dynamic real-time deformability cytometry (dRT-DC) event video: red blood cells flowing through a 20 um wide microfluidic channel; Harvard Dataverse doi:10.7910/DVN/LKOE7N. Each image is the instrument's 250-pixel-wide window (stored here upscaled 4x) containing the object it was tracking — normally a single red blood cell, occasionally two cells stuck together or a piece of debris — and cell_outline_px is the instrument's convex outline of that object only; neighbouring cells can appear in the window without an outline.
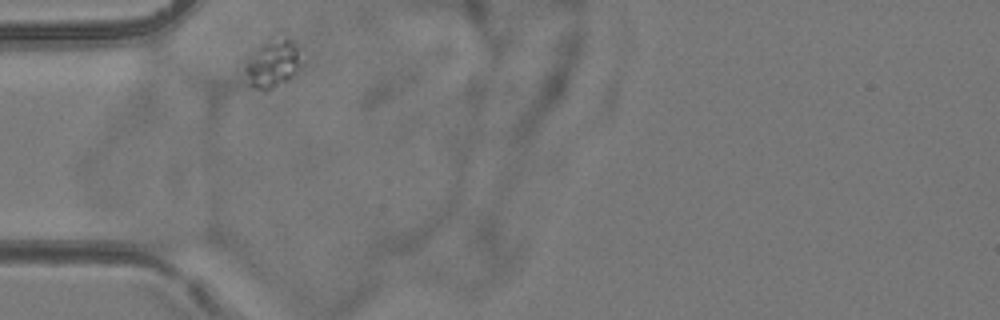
{"species": "common noctule bat (a hibernating species)", "species_latin": "Nyctalus noctula", "temperature_condition": "room temperature", "stored_images_in_passage": 2, "camera_frame_rate_fps": 3000, "um_per_image_px": 0.085, "animal": {"sex": "female", "body_mass_g": 24.6, "forearm_length_mm": 56.2}, "frame": {"image": 1, "passage_image": 1, "time_ms": 0.0, "image_size_px": [1000, 320], "cell_outline_px": [[296, 72], [288, 80], [268, 92], [264, 92], [248, 84], [248, 64], [256, 48], [276, 28], [292, 40], [296, 48]], "centroid_in_image_um": [23.16, 5.29], "position_along_channel_um": 61.8, "area_um2": 15.72}}
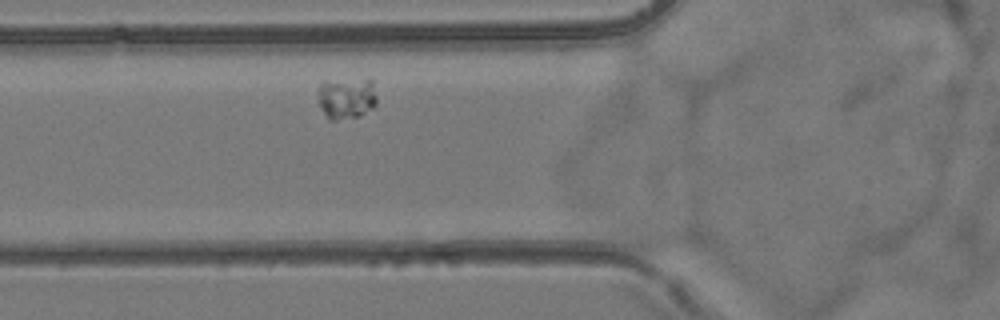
{"frame": {"image": 2, "passage_image": 2, "time_ms": 1.0, "image_size_px": [1000, 320], "cell_outline_px": [[376, 104], [372, 108], [360, 116], [336, 120], [328, 120], [320, 108], [316, 92], [320, 84], [324, 80], [368, 76], [372, 80], [376, 96]], "centroid_in_image_um": [29.43, 8.27], "position_along_channel_um": 96.4, "area_um2": 15.14}}